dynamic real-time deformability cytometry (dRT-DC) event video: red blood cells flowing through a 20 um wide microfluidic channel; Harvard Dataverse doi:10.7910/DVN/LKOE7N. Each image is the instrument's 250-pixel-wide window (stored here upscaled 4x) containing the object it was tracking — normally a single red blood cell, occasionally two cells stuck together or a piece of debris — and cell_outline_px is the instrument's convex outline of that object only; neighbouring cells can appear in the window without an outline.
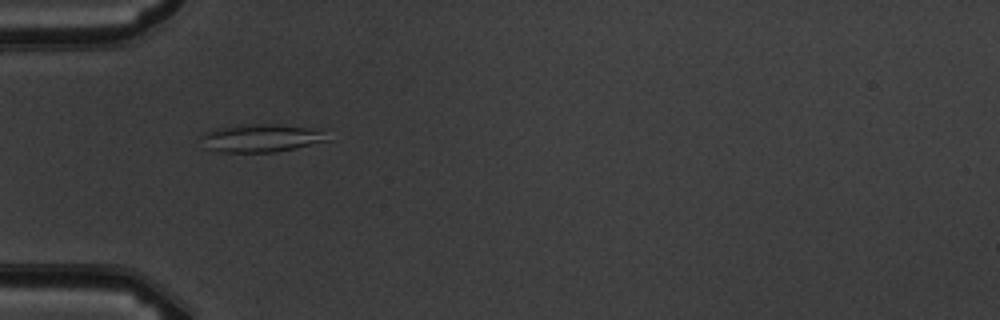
{"species": "common noctule bat (a hibernating species)", "species_latin": "Nyctalus noctula", "temperature_condition": "warm", "stored_images_in_passage": 6, "camera_frame_rate_fps": 3000, "um_per_image_px": 0.085, "animal": {"sex": "male", "body_mass_g": 19.5, "forearm_length_mm": 54.6}, "frame": {"image": 1, "passage_image": 5, "time_ms": 4.667, "image_size_px": [1000, 320], "cell_outline_px": [[328, 140], [276, 152], [220, 152], [204, 148], [200, 136], [204, 132], [216, 128], [240, 124], [276, 124], [328, 128]], "centroid_in_image_um": [22.24, 11.71], "position_along_channel_um": 62.8, "area_um2": 21.21}}
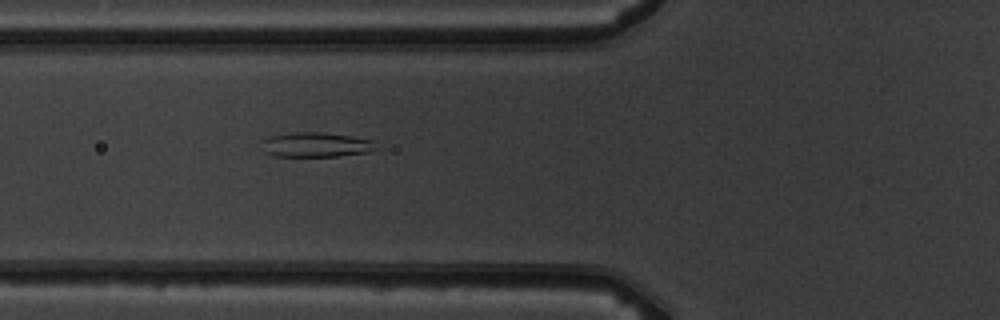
{"frame": {"image": 2, "passage_image": 6, "time_ms": 5.667, "image_size_px": [1000, 320], "cell_outline_px": [[376, 148], [368, 152], [336, 156], [272, 156], [264, 152], [264, 140], [268, 136], [292, 132], [320, 132], [352, 136], [372, 140]], "centroid_in_image_um": [26.83, 12.3], "position_along_channel_um": 99.0, "area_um2": 16.3}}